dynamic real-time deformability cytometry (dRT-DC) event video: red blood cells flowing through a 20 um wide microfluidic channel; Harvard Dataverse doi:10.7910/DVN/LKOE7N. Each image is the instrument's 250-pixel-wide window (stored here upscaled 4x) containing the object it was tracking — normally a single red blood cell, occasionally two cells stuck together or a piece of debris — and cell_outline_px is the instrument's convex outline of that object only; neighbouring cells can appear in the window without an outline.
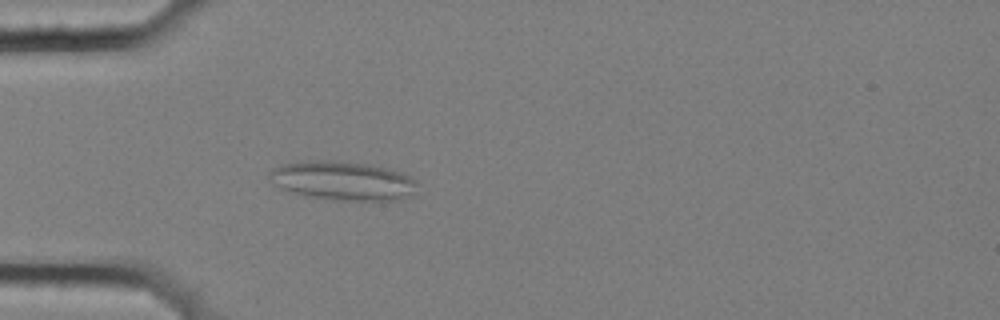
{"species": "common noctule bat (a hibernating species)", "species_latin": "Nyctalus noctula", "temperature_condition": "cold", "stored_images_in_passage": 5, "camera_frame_rate_fps": 3000, "um_per_image_px": 0.085, "animal": {"sex": "female", "body_mass_g": 25.1}, "frame": {"image": 1, "passage_image": 5, "time_ms": 1.333, "image_size_px": [1000, 320], "cell_outline_px": [[420, 184], [412, 192], [396, 200], [332, 200], [304, 196], [280, 188], [268, 176], [268, 172], [272, 168], [284, 164], [312, 160], [328, 160], [364, 164], [384, 168], [400, 172], [416, 180]], "centroid_in_image_um": [29.09, 15.37], "position_along_channel_um": 55.9, "area_um2": 33.18}}